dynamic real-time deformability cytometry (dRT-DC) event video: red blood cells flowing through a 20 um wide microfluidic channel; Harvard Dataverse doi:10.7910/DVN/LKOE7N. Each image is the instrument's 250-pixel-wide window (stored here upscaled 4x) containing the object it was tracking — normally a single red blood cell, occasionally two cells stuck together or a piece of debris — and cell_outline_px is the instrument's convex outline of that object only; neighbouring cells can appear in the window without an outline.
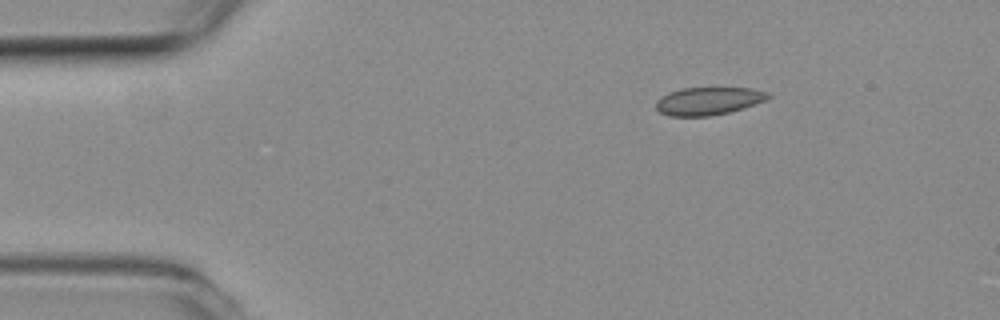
{"species": "common noctule bat (a hibernating species)", "species_latin": "Nyctalus noctula", "temperature_condition": "room temperature", "stored_images_in_passage": 47, "camera_frame_rate_fps": 3000, "um_per_image_px": 0.085, "animal": {"sex": "female", "body_mass_g": 19.3, "forearm_length_mm": 54.1}, "frame": {"image": 1, "passage_image": 1, "time_ms": 0.0, "image_size_px": [1000, 320], "cell_outline_px": [[772, 96], [764, 100], [728, 112], [712, 116], [668, 116], [660, 112], [656, 108], [656, 100], [668, 92], [684, 88], [752, 88], [768, 92]], "centroid_in_image_um": [60.17, 8.58], "position_along_channel_um": 24.8, "area_um2": 17.98}}
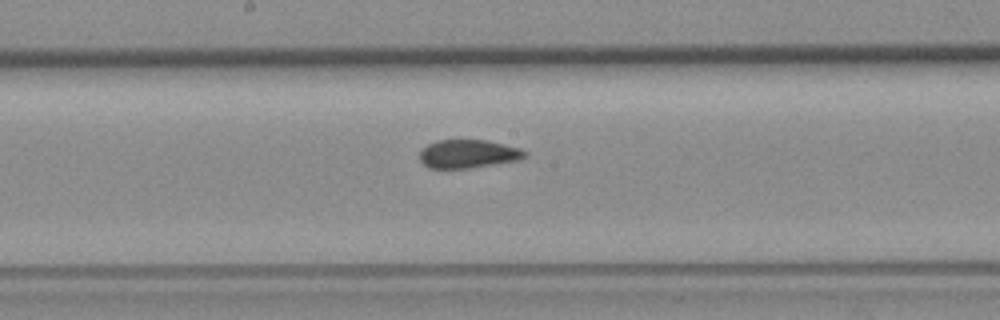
{"frame": {"image": 2, "passage_image": 21, "time_ms": 6.667, "image_size_px": [1000, 320], "cell_outline_px": [[528, 156], [520, 160], [468, 168], [428, 168], [420, 160], [420, 152], [428, 144], [436, 140], [484, 140], [504, 144], [520, 148], [528, 152]], "centroid_in_image_um": [39.83, 13.08], "position_along_channel_um": 208.4, "area_um2": 17.4}}
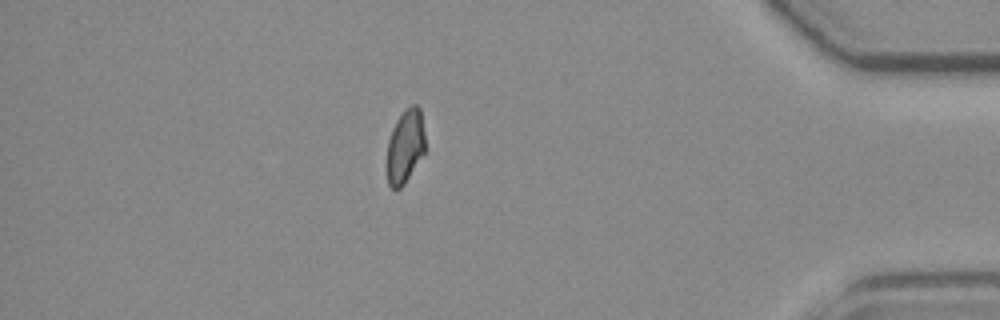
{"frame": {"image": 3, "passage_image": 40, "time_ms": 13.0, "image_size_px": [1000, 320], "cell_outline_px": [[424, 152], [404, 184], [396, 192], [388, 184], [388, 140], [392, 128], [396, 120], [412, 104], [416, 104], [420, 108], [424, 132]], "centroid_in_image_um": [34.44, 12.45], "position_along_channel_um": 400.8, "area_um2": 16.07}}